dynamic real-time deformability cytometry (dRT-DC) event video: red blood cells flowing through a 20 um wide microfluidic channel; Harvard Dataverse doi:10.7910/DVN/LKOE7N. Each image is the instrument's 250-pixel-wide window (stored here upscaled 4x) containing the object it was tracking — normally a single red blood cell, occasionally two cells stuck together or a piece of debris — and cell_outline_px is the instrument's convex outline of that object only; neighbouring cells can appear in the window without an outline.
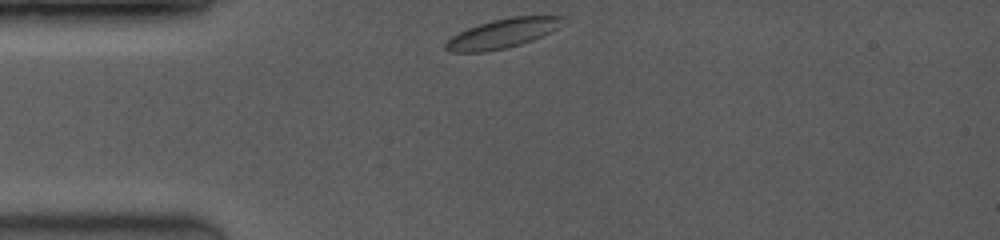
{"species": "common noctule bat (a hibernating species)", "species_latin": "Nyctalus noctula", "temperature_condition": "room temperature", "stored_images_in_passage": 2, "camera_frame_rate_fps": 3500, "um_per_image_px": 0.085, "animal": {"sex": "female", "body_mass_g": 19.0, "forearm_length_mm": 53.3}, "frame": {"image": 1, "passage_image": 1, "time_ms": 0.0, "image_size_px": [1000, 240], "cell_outline_px": [[568, 16], [556, 28], [532, 40], [508, 48], [484, 52], [452, 52], [444, 48], [444, 44], [452, 36], [468, 28], [492, 20], [512, 16]], "centroid_in_image_um": [42.69, 2.84], "position_along_channel_um": 42.3, "area_um2": 19.77}}